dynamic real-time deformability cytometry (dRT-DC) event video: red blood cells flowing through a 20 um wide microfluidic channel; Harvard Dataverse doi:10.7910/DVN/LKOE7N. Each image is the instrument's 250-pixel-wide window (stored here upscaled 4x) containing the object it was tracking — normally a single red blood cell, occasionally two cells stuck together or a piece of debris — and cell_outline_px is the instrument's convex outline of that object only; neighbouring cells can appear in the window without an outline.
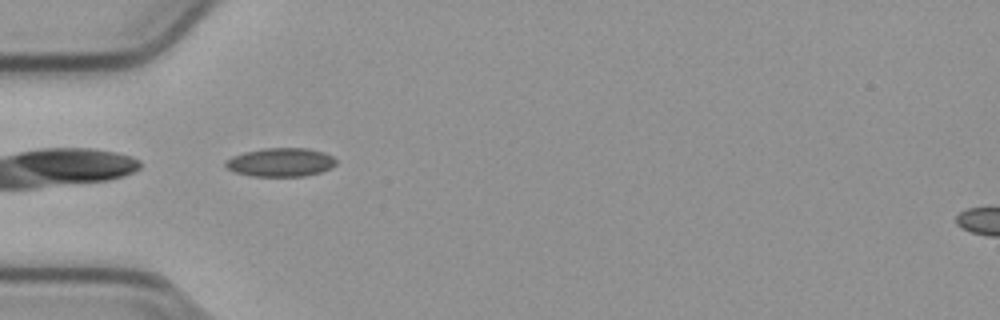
{"species": "common noctule bat (a hibernating species)", "species_latin": "Nyctalus noctula", "temperature_condition": "cold", "stored_images_in_passage": 38, "camera_frame_rate_fps": 3000, "um_per_image_px": 0.085, "animal": {"sex": "male", "body_mass_g": 23.1, "forearm_length_mm": 52.7}, "frame": {"image": 1, "passage_image": 1, "time_ms": 0.0, "image_size_px": [1000, 320], "cell_outline_px": [[336, 164], [332, 168], [320, 172], [304, 176], [252, 176], [232, 172], [224, 164], [224, 160], [232, 156], [244, 152], [264, 148], [308, 148], [324, 152], [332, 156], [336, 160]], "centroid_in_image_um": [23.84, 13.79], "position_along_channel_um": 61.2, "area_um2": 18.61}}
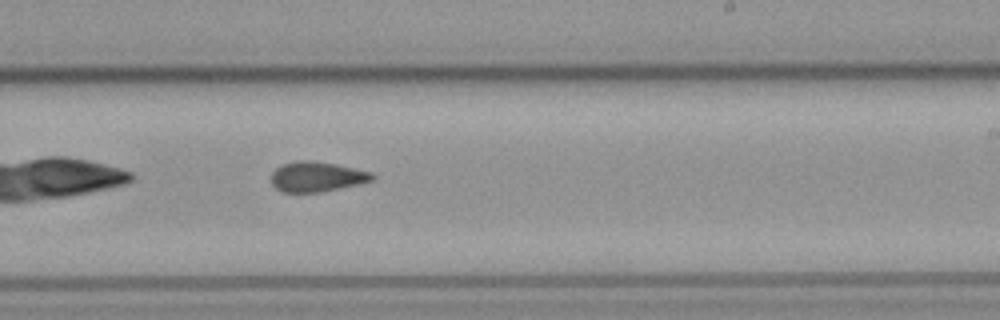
{"frame": {"image": 2, "passage_image": 17, "time_ms": 5.333, "image_size_px": [1000, 320], "cell_outline_px": [[376, 180], [360, 184], [320, 192], [280, 192], [272, 184], [272, 172], [276, 168], [284, 164], [300, 160], [312, 160], [336, 164], [372, 172], [376, 176]], "centroid_in_image_um": [26.97, 15.02], "position_along_channel_um": 262.0, "area_um2": 17.8}}
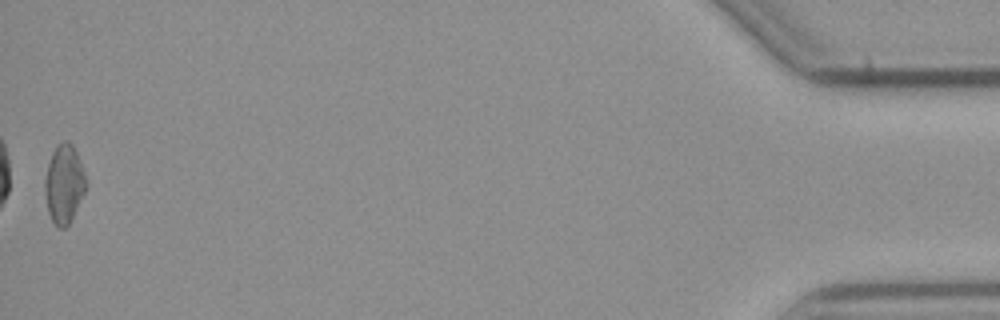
{"frame": {"image": 3, "passage_image": 38, "time_ms": 12.333, "image_size_px": [1000, 320], "cell_outline_px": [[88, 184], [68, 224], [64, 228], [60, 228], [52, 220], [48, 212], [44, 192], [44, 180], [48, 164], [52, 152], [56, 144], [64, 140], [68, 140], [72, 144], [76, 152], [84, 172]], "centroid_in_image_um": [5.43, 15.59], "position_along_channel_um": 429.8, "area_um2": 18.67}, "authors_computed_cell_mechanics": {"area_um2": 17.629, "velocity_mm_per_s": 3.8076, "shape_relaxation_time_tau1_ms": null, "shape_relaxation_time_tau2_ms": 3.0673, "deformation_change_tau1": null, "deformation_change_tau2": 0.0995}}